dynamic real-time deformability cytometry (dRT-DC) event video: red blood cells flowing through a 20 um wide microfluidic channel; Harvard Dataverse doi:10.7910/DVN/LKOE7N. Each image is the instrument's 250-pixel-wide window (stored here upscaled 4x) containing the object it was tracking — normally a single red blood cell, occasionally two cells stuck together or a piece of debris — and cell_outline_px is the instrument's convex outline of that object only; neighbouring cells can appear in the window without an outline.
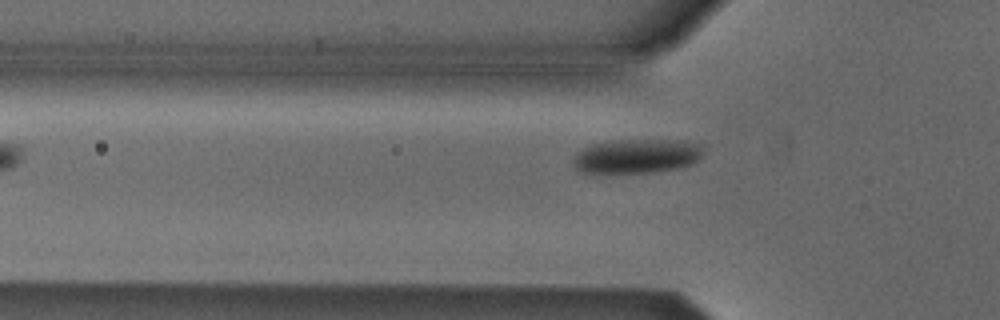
{"species": "Egyptian fruit bat (a non-hibernating species)", "species_latin": "Rousettus aegyptiacus", "temperature_condition": "cold", "stored_images_in_passage": 5, "camera_frame_rate_fps": 3000, "um_per_image_px": 0.085, "animal": {"sex": "male"}, "frame": {"image": 1, "passage_image": 5, "time_ms": 5.0, "image_size_px": [1000, 320], "cell_outline_px": [[704, 152], [692, 164], [676, 168], [652, 172], [580, 172], [572, 164], [572, 160], [584, 148], [592, 144], [612, 140], [688, 140], [704, 144]], "centroid_in_image_um": [54.19, 13.24], "position_along_channel_um": 71.6, "area_um2": 25.95}}